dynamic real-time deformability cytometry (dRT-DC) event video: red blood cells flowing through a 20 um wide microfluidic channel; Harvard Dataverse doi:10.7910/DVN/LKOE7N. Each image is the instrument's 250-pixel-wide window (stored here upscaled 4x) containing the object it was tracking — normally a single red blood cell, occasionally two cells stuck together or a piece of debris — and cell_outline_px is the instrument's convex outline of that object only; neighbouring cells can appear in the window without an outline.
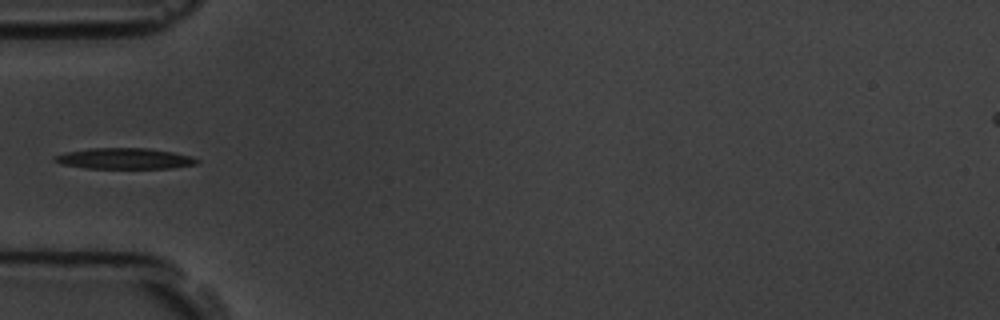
{"species": "common noctule bat (a hibernating species)", "species_latin": "Nyctalus noctula", "temperature_condition": "room temperature", "stored_images_in_passage": 4, "camera_frame_rate_fps": 3000, "um_per_image_px": 0.085, "animal": {"sex": "male", "body_mass_g": 19.5, "forearm_length_mm": 54.6}, "frame": {"image": 1, "passage_image": 4, "time_ms": 3.333, "image_size_px": [1000, 320], "cell_outline_px": [[200, 164], [172, 168], [88, 168], [60, 164], [52, 160], [52, 156], [64, 152], [92, 148], [148, 148], [172, 152], [192, 156], [200, 160]], "centroid_in_image_um": [10.59, 13.48], "position_along_channel_um": 74.4, "area_um2": 17.51}}